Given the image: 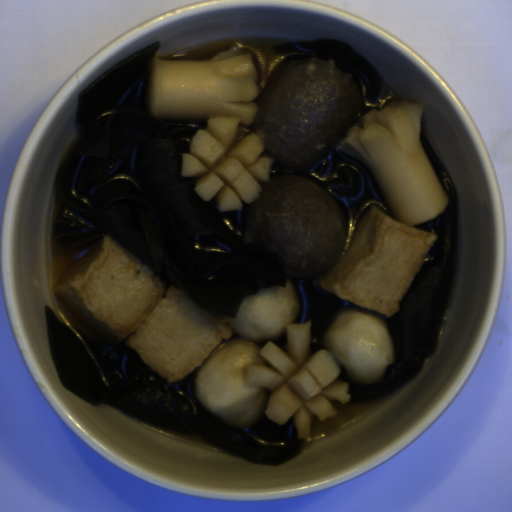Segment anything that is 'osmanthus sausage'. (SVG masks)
Here are the masks:
<instances>
[{"mask_svg": "<svg viewBox=\"0 0 512 512\" xmlns=\"http://www.w3.org/2000/svg\"><path fill=\"white\" fill-rule=\"evenodd\" d=\"M423 112L406 100L388 102L335 145L367 167L394 219L409 227L437 217L450 200L421 143Z\"/></svg>", "mask_w": 512, "mask_h": 512, "instance_id": "obj_2", "label": "osmanthus sausage"}, {"mask_svg": "<svg viewBox=\"0 0 512 512\" xmlns=\"http://www.w3.org/2000/svg\"><path fill=\"white\" fill-rule=\"evenodd\" d=\"M312 320L286 327L287 352L272 341L259 350L273 368L250 365L246 368L248 385L268 390L265 415L285 425L293 416L299 439L310 435L313 416L326 420L338 414L333 399L348 403L349 381L338 379L341 367L331 351L311 353Z\"/></svg>", "mask_w": 512, "mask_h": 512, "instance_id": "obj_3", "label": "osmanthus sausage"}, {"mask_svg": "<svg viewBox=\"0 0 512 512\" xmlns=\"http://www.w3.org/2000/svg\"><path fill=\"white\" fill-rule=\"evenodd\" d=\"M250 53L232 46L207 60L154 58L148 68L147 104L156 119L205 121L181 155V176L199 177L194 190L222 212L253 204L269 182L273 160L251 126L260 95Z\"/></svg>", "mask_w": 512, "mask_h": 512, "instance_id": "obj_1", "label": "osmanthus sausage"}]
</instances>
